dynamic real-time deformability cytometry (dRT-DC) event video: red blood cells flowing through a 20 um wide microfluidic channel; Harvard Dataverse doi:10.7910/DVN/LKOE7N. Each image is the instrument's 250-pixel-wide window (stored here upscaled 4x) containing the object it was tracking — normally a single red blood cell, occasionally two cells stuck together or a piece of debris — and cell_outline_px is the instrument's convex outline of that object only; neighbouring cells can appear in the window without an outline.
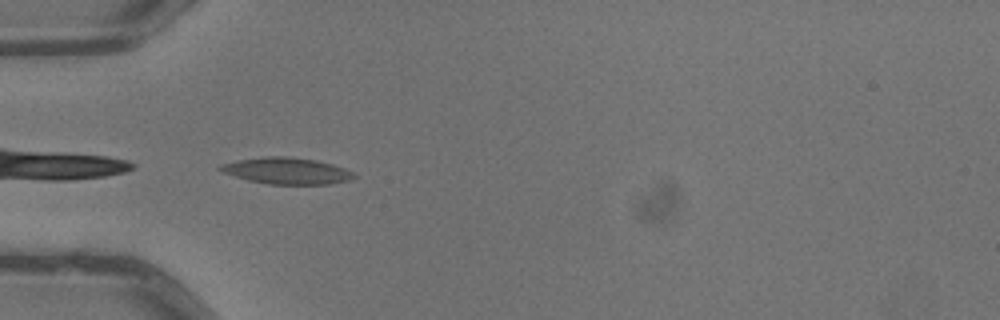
{"species": "common noctule bat (a hibernating species)", "species_latin": "Nyctalus noctula", "temperature_condition": "warm", "stored_images_in_passage": 6, "camera_frame_rate_fps": 3000, "um_per_image_px": 0.085, "animal": {"sex": "male", "body_mass_g": 13.3}, "frame": {"image": 1, "passage_image": 5, "time_ms": 1.333, "image_size_px": [1000, 320], "cell_outline_px": [[356, 176], [348, 180], [332, 184], [268, 184], [248, 180], [224, 172], [216, 168], [220, 164], [236, 160], [264, 156], [288, 156], [316, 160], [332, 164], [344, 168], [352, 172]], "centroid_in_image_um": [24.35, 14.51], "position_along_channel_um": 60.7, "area_um2": 20.58}}
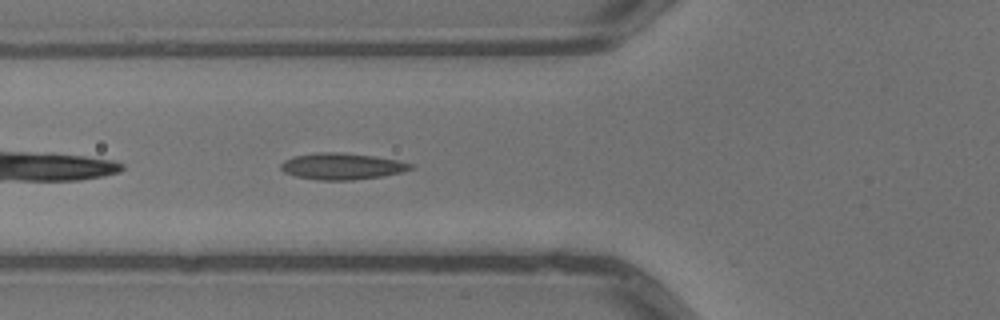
{"frame": {"image": 2, "passage_image": 6, "time_ms": 1.667, "image_size_px": [1000, 320], "cell_outline_px": [[412, 168], [400, 172], [380, 176], [352, 180], [316, 180], [296, 176], [284, 172], [280, 168], [280, 164], [284, 160], [292, 156], [316, 152], [344, 152], [376, 156], [396, 160], [412, 164]], "centroid_in_image_um": [28.99, 14.12], "position_along_channel_um": 96.8, "area_um2": 20.0}}